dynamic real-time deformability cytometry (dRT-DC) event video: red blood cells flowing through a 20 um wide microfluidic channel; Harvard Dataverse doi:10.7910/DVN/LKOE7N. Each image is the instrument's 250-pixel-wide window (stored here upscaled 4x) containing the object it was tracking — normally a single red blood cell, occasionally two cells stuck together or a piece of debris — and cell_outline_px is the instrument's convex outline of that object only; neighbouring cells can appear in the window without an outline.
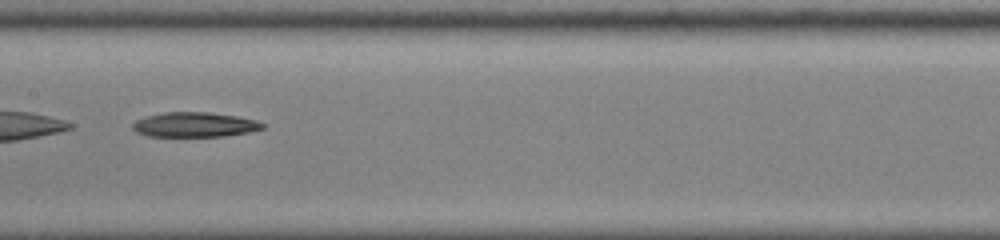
{"species": "common noctule bat (a hibernating species)", "species_latin": "Nyctalus noctula", "temperature_condition": "cold", "stored_images_in_passage": 35, "camera_frame_rate_fps": 3000, "um_per_image_px": 0.085, "animal": {"sex": "male", "body_mass_g": 13.0, "forearm_length_mm": 53.1}, "frame": {"image": 1, "passage_image": 11, "time_ms": 3.333, "image_size_px": [1000, 240], "cell_outline_px": [[264, 128], [248, 132], [224, 136], [148, 136], [136, 132], [132, 128], [132, 124], [136, 120], [148, 116], [164, 112], [208, 112], [236, 116], [256, 120], [264, 124]], "centroid_in_image_um": [16.53, 10.59], "position_along_channel_um": 190.9, "area_um2": 18.61}, "authors_computed_cell_mechanics": {"area_um2": 19.363, "velocity_mm_per_s": 3.9105, "shape_relaxation_time_tau1_ms": 6.2979, "shape_relaxation_time_tau2_ms": null, "deformation_change_tau1": 0.151, "deformation_change_tau2": null}}